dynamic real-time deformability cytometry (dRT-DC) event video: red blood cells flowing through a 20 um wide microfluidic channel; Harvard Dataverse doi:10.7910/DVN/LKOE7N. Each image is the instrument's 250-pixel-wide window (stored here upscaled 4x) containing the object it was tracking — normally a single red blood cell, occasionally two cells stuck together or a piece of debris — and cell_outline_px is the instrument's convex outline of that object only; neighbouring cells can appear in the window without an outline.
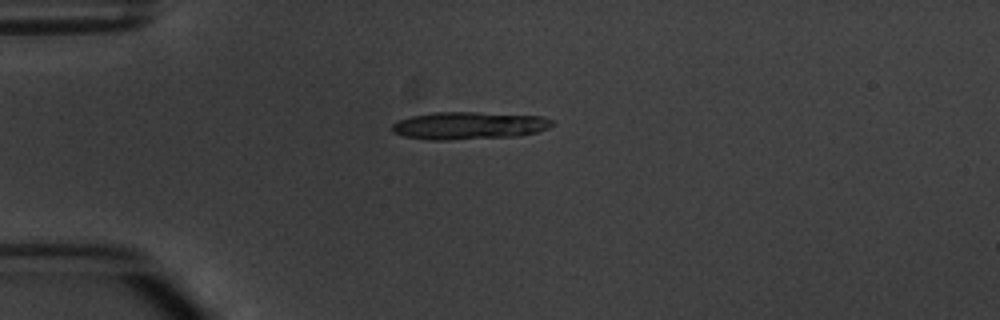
{"species": "common noctule bat (a hibernating species)", "species_latin": "Nyctalus noctula", "temperature_condition": "warm", "stored_images_in_passage": 4, "camera_frame_rate_fps": 3000, "um_per_image_px": 0.085, "animal": {"sex": "male", "body_mass_g": 20.1, "forearm_length_mm": 53.5}, "frame": {"image": 1, "passage_image": 1, "time_ms": 0.0, "image_size_px": [1000, 320], "cell_outline_px": [[556, 124], [548, 128], [536, 132], [520, 136], [448, 140], [428, 140], [404, 136], [392, 132], [392, 124], [400, 120], [412, 116], [432, 112], [476, 112], [544, 116], [552, 120]], "centroid_in_image_um": [39.89, 10.67], "position_along_channel_um": 45.1, "area_um2": 25.89}}